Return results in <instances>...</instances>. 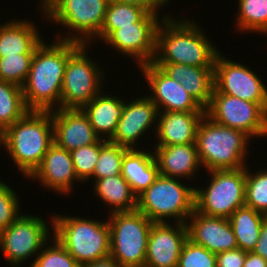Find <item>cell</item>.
<instances>
[{
	"mask_svg": "<svg viewBox=\"0 0 267 267\" xmlns=\"http://www.w3.org/2000/svg\"><path fill=\"white\" fill-rule=\"evenodd\" d=\"M267 218L263 213L246 205L236 209L228 218L233 229L238 248L252 252L259 239L261 226Z\"/></svg>",
	"mask_w": 267,
	"mask_h": 267,
	"instance_id": "28",
	"label": "cell"
},
{
	"mask_svg": "<svg viewBox=\"0 0 267 267\" xmlns=\"http://www.w3.org/2000/svg\"><path fill=\"white\" fill-rule=\"evenodd\" d=\"M51 227L52 232L54 231L52 236L80 266L110 255L108 221L53 215Z\"/></svg>",
	"mask_w": 267,
	"mask_h": 267,
	"instance_id": "5",
	"label": "cell"
},
{
	"mask_svg": "<svg viewBox=\"0 0 267 267\" xmlns=\"http://www.w3.org/2000/svg\"><path fill=\"white\" fill-rule=\"evenodd\" d=\"M127 150L126 147L101 139V150L93 171V179L121 175L122 160Z\"/></svg>",
	"mask_w": 267,
	"mask_h": 267,
	"instance_id": "32",
	"label": "cell"
},
{
	"mask_svg": "<svg viewBox=\"0 0 267 267\" xmlns=\"http://www.w3.org/2000/svg\"><path fill=\"white\" fill-rule=\"evenodd\" d=\"M214 88L222 94L259 103L267 111V87L264 82L250 68L226 59L220 52L214 64Z\"/></svg>",
	"mask_w": 267,
	"mask_h": 267,
	"instance_id": "13",
	"label": "cell"
},
{
	"mask_svg": "<svg viewBox=\"0 0 267 267\" xmlns=\"http://www.w3.org/2000/svg\"><path fill=\"white\" fill-rule=\"evenodd\" d=\"M29 178L38 179L46 189L50 188L63 195L71 193L73 182L78 181L71 153L55 143L50 146L41 164Z\"/></svg>",
	"mask_w": 267,
	"mask_h": 267,
	"instance_id": "20",
	"label": "cell"
},
{
	"mask_svg": "<svg viewBox=\"0 0 267 267\" xmlns=\"http://www.w3.org/2000/svg\"><path fill=\"white\" fill-rule=\"evenodd\" d=\"M122 177L129 183L138 197L149 188L159 176V168L154 152L128 149L122 160Z\"/></svg>",
	"mask_w": 267,
	"mask_h": 267,
	"instance_id": "25",
	"label": "cell"
},
{
	"mask_svg": "<svg viewBox=\"0 0 267 267\" xmlns=\"http://www.w3.org/2000/svg\"><path fill=\"white\" fill-rule=\"evenodd\" d=\"M237 30L254 33L267 30V0H238Z\"/></svg>",
	"mask_w": 267,
	"mask_h": 267,
	"instance_id": "31",
	"label": "cell"
},
{
	"mask_svg": "<svg viewBox=\"0 0 267 267\" xmlns=\"http://www.w3.org/2000/svg\"><path fill=\"white\" fill-rule=\"evenodd\" d=\"M154 155L159 174L166 177L188 180L202 166L196 143L154 146Z\"/></svg>",
	"mask_w": 267,
	"mask_h": 267,
	"instance_id": "22",
	"label": "cell"
},
{
	"mask_svg": "<svg viewBox=\"0 0 267 267\" xmlns=\"http://www.w3.org/2000/svg\"><path fill=\"white\" fill-rule=\"evenodd\" d=\"M252 252L262 256L264 259L267 260V218L264 220L261 226L259 239Z\"/></svg>",
	"mask_w": 267,
	"mask_h": 267,
	"instance_id": "41",
	"label": "cell"
},
{
	"mask_svg": "<svg viewBox=\"0 0 267 267\" xmlns=\"http://www.w3.org/2000/svg\"><path fill=\"white\" fill-rule=\"evenodd\" d=\"M104 93L101 91L81 110L88 117L95 133L101 139L110 140L116 132L119 119L123 115L125 100Z\"/></svg>",
	"mask_w": 267,
	"mask_h": 267,
	"instance_id": "24",
	"label": "cell"
},
{
	"mask_svg": "<svg viewBox=\"0 0 267 267\" xmlns=\"http://www.w3.org/2000/svg\"><path fill=\"white\" fill-rule=\"evenodd\" d=\"M81 267H122L111 255L88 262Z\"/></svg>",
	"mask_w": 267,
	"mask_h": 267,
	"instance_id": "43",
	"label": "cell"
},
{
	"mask_svg": "<svg viewBox=\"0 0 267 267\" xmlns=\"http://www.w3.org/2000/svg\"><path fill=\"white\" fill-rule=\"evenodd\" d=\"M248 142L250 137L244 132L219 125L206 115L197 129V151L206 171L246 167Z\"/></svg>",
	"mask_w": 267,
	"mask_h": 267,
	"instance_id": "4",
	"label": "cell"
},
{
	"mask_svg": "<svg viewBox=\"0 0 267 267\" xmlns=\"http://www.w3.org/2000/svg\"><path fill=\"white\" fill-rule=\"evenodd\" d=\"M249 171L246 166L245 205L267 216V169Z\"/></svg>",
	"mask_w": 267,
	"mask_h": 267,
	"instance_id": "33",
	"label": "cell"
},
{
	"mask_svg": "<svg viewBox=\"0 0 267 267\" xmlns=\"http://www.w3.org/2000/svg\"><path fill=\"white\" fill-rule=\"evenodd\" d=\"M53 239V245L46 247L49 242L46 243L29 267H81L62 244L55 237Z\"/></svg>",
	"mask_w": 267,
	"mask_h": 267,
	"instance_id": "35",
	"label": "cell"
},
{
	"mask_svg": "<svg viewBox=\"0 0 267 267\" xmlns=\"http://www.w3.org/2000/svg\"><path fill=\"white\" fill-rule=\"evenodd\" d=\"M183 88L204 108L211 100L214 89V67H196L178 63H153Z\"/></svg>",
	"mask_w": 267,
	"mask_h": 267,
	"instance_id": "23",
	"label": "cell"
},
{
	"mask_svg": "<svg viewBox=\"0 0 267 267\" xmlns=\"http://www.w3.org/2000/svg\"><path fill=\"white\" fill-rule=\"evenodd\" d=\"M243 267H267V260L254 252H247Z\"/></svg>",
	"mask_w": 267,
	"mask_h": 267,
	"instance_id": "42",
	"label": "cell"
},
{
	"mask_svg": "<svg viewBox=\"0 0 267 267\" xmlns=\"http://www.w3.org/2000/svg\"><path fill=\"white\" fill-rule=\"evenodd\" d=\"M29 111L25 104L22 88L0 80V135Z\"/></svg>",
	"mask_w": 267,
	"mask_h": 267,
	"instance_id": "29",
	"label": "cell"
},
{
	"mask_svg": "<svg viewBox=\"0 0 267 267\" xmlns=\"http://www.w3.org/2000/svg\"><path fill=\"white\" fill-rule=\"evenodd\" d=\"M16 20L0 24V57L34 54L43 41L32 21Z\"/></svg>",
	"mask_w": 267,
	"mask_h": 267,
	"instance_id": "26",
	"label": "cell"
},
{
	"mask_svg": "<svg viewBox=\"0 0 267 267\" xmlns=\"http://www.w3.org/2000/svg\"><path fill=\"white\" fill-rule=\"evenodd\" d=\"M187 220H190L186 222L188 239L193 243L215 254L238 248L228 219L206 216L194 210Z\"/></svg>",
	"mask_w": 267,
	"mask_h": 267,
	"instance_id": "18",
	"label": "cell"
},
{
	"mask_svg": "<svg viewBox=\"0 0 267 267\" xmlns=\"http://www.w3.org/2000/svg\"><path fill=\"white\" fill-rule=\"evenodd\" d=\"M109 216L110 255L122 267H144L153 222L137 209Z\"/></svg>",
	"mask_w": 267,
	"mask_h": 267,
	"instance_id": "8",
	"label": "cell"
},
{
	"mask_svg": "<svg viewBox=\"0 0 267 267\" xmlns=\"http://www.w3.org/2000/svg\"><path fill=\"white\" fill-rule=\"evenodd\" d=\"M209 186L195 188V210L206 216L228 219L245 205L246 167L208 171Z\"/></svg>",
	"mask_w": 267,
	"mask_h": 267,
	"instance_id": "9",
	"label": "cell"
},
{
	"mask_svg": "<svg viewBox=\"0 0 267 267\" xmlns=\"http://www.w3.org/2000/svg\"><path fill=\"white\" fill-rule=\"evenodd\" d=\"M34 54H16L0 57V80L20 87L25 83Z\"/></svg>",
	"mask_w": 267,
	"mask_h": 267,
	"instance_id": "34",
	"label": "cell"
},
{
	"mask_svg": "<svg viewBox=\"0 0 267 267\" xmlns=\"http://www.w3.org/2000/svg\"><path fill=\"white\" fill-rule=\"evenodd\" d=\"M122 4H131L144 8L149 13H159V9L170 0H110Z\"/></svg>",
	"mask_w": 267,
	"mask_h": 267,
	"instance_id": "40",
	"label": "cell"
},
{
	"mask_svg": "<svg viewBox=\"0 0 267 267\" xmlns=\"http://www.w3.org/2000/svg\"><path fill=\"white\" fill-rule=\"evenodd\" d=\"M153 223L149 232L144 267H177L179 256L188 239L184 223Z\"/></svg>",
	"mask_w": 267,
	"mask_h": 267,
	"instance_id": "16",
	"label": "cell"
},
{
	"mask_svg": "<svg viewBox=\"0 0 267 267\" xmlns=\"http://www.w3.org/2000/svg\"><path fill=\"white\" fill-rule=\"evenodd\" d=\"M48 226L42 217L21 214L9 227L0 231L1 251L11 266L17 267L39 254L51 236Z\"/></svg>",
	"mask_w": 267,
	"mask_h": 267,
	"instance_id": "12",
	"label": "cell"
},
{
	"mask_svg": "<svg viewBox=\"0 0 267 267\" xmlns=\"http://www.w3.org/2000/svg\"><path fill=\"white\" fill-rule=\"evenodd\" d=\"M177 267H216V254L187 239L182 247Z\"/></svg>",
	"mask_w": 267,
	"mask_h": 267,
	"instance_id": "37",
	"label": "cell"
},
{
	"mask_svg": "<svg viewBox=\"0 0 267 267\" xmlns=\"http://www.w3.org/2000/svg\"><path fill=\"white\" fill-rule=\"evenodd\" d=\"M54 143L51 111H29L0 135V145L17 168L30 177Z\"/></svg>",
	"mask_w": 267,
	"mask_h": 267,
	"instance_id": "3",
	"label": "cell"
},
{
	"mask_svg": "<svg viewBox=\"0 0 267 267\" xmlns=\"http://www.w3.org/2000/svg\"><path fill=\"white\" fill-rule=\"evenodd\" d=\"M16 194L12 187L0 180V231L9 227L21 214Z\"/></svg>",
	"mask_w": 267,
	"mask_h": 267,
	"instance_id": "38",
	"label": "cell"
},
{
	"mask_svg": "<svg viewBox=\"0 0 267 267\" xmlns=\"http://www.w3.org/2000/svg\"><path fill=\"white\" fill-rule=\"evenodd\" d=\"M146 13L144 8L109 0L104 22L96 39L104 41L118 26H133V23L138 22Z\"/></svg>",
	"mask_w": 267,
	"mask_h": 267,
	"instance_id": "30",
	"label": "cell"
},
{
	"mask_svg": "<svg viewBox=\"0 0 267 267\" xmlns=\"http://www.w3.org/2000/svg\"><path fill=\"white\" fill-rule=\"evenodd\" d=\"M51 112L53 138L57 146L71 152L100 139L81 109L60 108Z\"/></svg>",
	"mask_w": 267,
	"mask_h": 267,
	"instance_id": "19",
	"label": "cell"
},
{
	"mask_svg": "<svg viewBox=\"0 0 267 267\" xmlns=\"http://www.w3.org/2000/svg\"><path fill=\"white\" fill-rule=\"evenodd\" d=\"M87 45L81 44L69 56L63 76L60 108L81 109L104 89L103 69L88 56Z\"/></svg>",
	"mask_w": 267,
	"mask_h": 267,
	"instance_id": "10",
	"label": "cell"
},
{
	"mask_svg": "<svg viewBox=\"0 0 267 267\" xmlns=\"http://www.w3.org/2000/svg\"><path fill=\"white\" fill-rule=\"evenodd\" d=\"M80 45L78 42L56 39L50 45L42 41L36 47L27 79L21 87L30 111L60 109L65 67L69 56Z\"/></svg>",
	"mask_w": 267,
	"mask_h": 267,
	"instance_id": "1",
	"label": "cell"
},
{
	"mask_svg": "<svg viewBox=\"0 0 267 267\" xmlns=\"http://www.w3.org/2000/svg\"><path fill=\"white\" fill-rule=\"evenodd\" d=\"M162 24V25H161ZM195 22L162 18L156 33V53L152 63H178L214 67L219 50Z\"/></svg>",
	"mask_w": 267,
	"mask_h": 267,
	"instance_id": "2",
	"label": "cell"
},
{
	"mask_svg": "<svg viewBox=\"0 0 267 267\" xmlns=\"http://www.w3.org/2000/svg\"><path fill=\"white\" fill-rule=\"evenodd\" d=\"M246 254L241 248L216 253V267H243Z\"/></svg>",
	"mask_w": 267,
	"mask_h": 267,
	"instance_id": "39",
	"label": "cell"
},
{
	"mask_svg": "<svg viewBox=\"0 0 267 267\" xmlns=\"http://www.w3.org/2000/svg\"><path fill=\"white\" fill-rule=\"evenodd\" d=\"M205 115L215 123L244 132L251 139L267 136V111L259 104L213 89Z\"/></svg>",
	"mask_w": 267,
	"mask_h": 267,
	"instance_id": "11",
	"label": "cell"
},
{
	"mask_svg": "<svg viewBox=\"0 0 267 267\" xmlns=\"http://www.w3.org/2000/svg\"><path fill=\"white\" fill-rule=\"evenodd\" d=\"M108 2L109 0H40V6L45 18L70 30L64 37L58 32L55 39L88 44L90 40H96L102 28Z\"/></svg>",
	"mask_w": 267,
	"mask_h": 267,
	"instance_id": "6",
	"label": "cell"
},
{
	"mask_svg": "<svg viewBox=\"0 0 267 267\" xmlns=\"http://www.w3.org/2000/svg\"><path fill=\"white\" fill-rule=\"evenodd\" d=\"M205 111H159L155 146L196 143L197 129Z\"/></svg>",
	"mask_w": 267,
	"mask_h": 267,
	"instance_id": "21",
	"label": "cell"
},
{
	"mask_svg": "<svg viewBox=\"0 0 267 267\" xmlns=\"http://www.w3.org/2000/svg\"><path fill=\"white\" fill-rule=\"evenodd\" d=\"M100 150L101 138L96 143L70 152L76 176L81 183L92 178L95 165L99 159Z\"/></svg>",
	"mask_w": 267,
	"mask_h": 267,
	"instance_id": "36",
	"label": "cell"
},
{
	"mask_svg": "<svg viewBox=\"0 0 267 267\" xmlns=\"http://www.w3.org/2000/svg\"><path fill=\"white\" fill-rule=\"evenodd\" d=\"M179 178L160 175L155 182L137 197V210L153 223L186 224L195 210V187L184 186ZM188 217V218H187Z\"/></svg>",
	"mask_w": 267,
	"mask_h": 267,
	"instance_id": "7",
	"label": "cell"
},
{
	"mask_svg": "<svg viewBox=\"0 0 267 267\" xmlns=\"http://www.w3.org/2000/svg\"><path fill=\"white\" fill-rule=\"evenodd\" d=\"M94 182V193L103 203L111 206L110 213L137 209V196L122 175L105 177Z\"/></svg>",
	"mask_w": 267,
	"mask_h": 267,
	"instance_id": "27",
	"label": "cell"
},
{
	"mask_svg": "<svg viewBox=\"0 0 267 267\" xmlns=\"http://www.w3.org/2000/svg\"><path fill=\"white\" fill-rule=\"evenodd\" d=\"M140 67L153 92L148 97L157 105L158 111H205V108L183 88L181 83L172 79L160 67L152 62Z\"/></svg>",
	"mask_w": 267,
	"mask_h": 267,
	"instance_id": "15",
	"label": "cell"
},
{
	"mask_svg": "<svg viewBox=\"0 0 267 267\" xmlns=\"http://www.w3.org/2000/svg\"><path fill=\"white\" fill-rule=\"evenodd\" d=\"M158 16L159 13L147 12L133 26H118L104 42L115 48V51L136 59L138 68L151 63L156 53V33L161 22Z\"/></svg>",
	"mask_w": 267,
	"mask_h": 267,
	"instance_id": "14",
	"label": "cell"
},
{
	"mask_svg": "<svg viewBox=\"0 0 267 267\" xmlns=\"http://www.w3.org/2000/svg\"><path fill=\"white\" fill-rule=\"evenodd\" d=\"M158 112L157 105L148 96L125 102L123 115L109 141L128 149H137V140H140L152 125H157Z\"/></svg>",
	"mask_w": 267,
	"mask_h": 267,
	"instance_id": "17",
	"label": "cell"
}]
</instances>
